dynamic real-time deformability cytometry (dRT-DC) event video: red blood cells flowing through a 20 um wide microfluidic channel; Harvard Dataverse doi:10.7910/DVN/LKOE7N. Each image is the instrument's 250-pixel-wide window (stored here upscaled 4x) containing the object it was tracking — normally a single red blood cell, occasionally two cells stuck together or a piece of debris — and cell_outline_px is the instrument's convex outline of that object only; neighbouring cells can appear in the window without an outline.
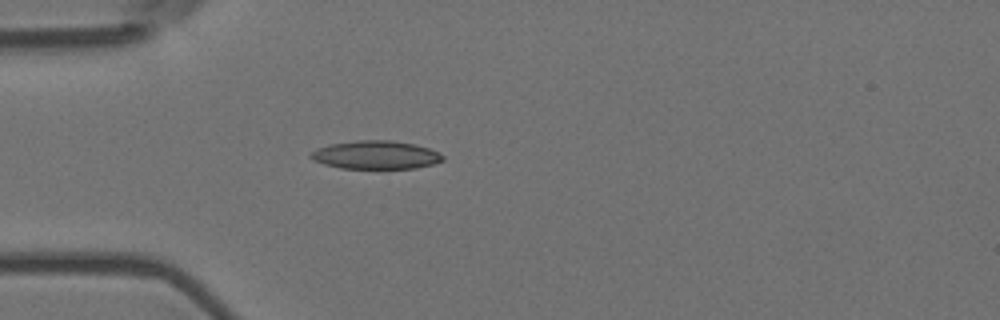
{"species": "Egyptian fruit bat (a non-hibernating species)", "species_latin": "Rousettus aegyptiacus", "temperature_condition": "room temperature", "stored_images_in_passage": 4, "camera_frame_rate_fps": 3000, "um_per_image_px": 0.085, "animal": {"sex": "female"}, "frame": {"image": 1, "passage_image": 4, "time_ms": 1.0, "image_size_px": [1000, 320], "cell_outline_px": [[444, 160], [432, 164], [416, 168], [340, 168], [324, 164], [312, 160], [308, 156], [316, 148], [332, 144], [356, 140], [392, 140], [416, 144], [428, 148], [444, 156]], "centroid_in_image_um": [31.92, 13.16], "position_along_channel_um": 53.1, "area_um2": 21.73}}